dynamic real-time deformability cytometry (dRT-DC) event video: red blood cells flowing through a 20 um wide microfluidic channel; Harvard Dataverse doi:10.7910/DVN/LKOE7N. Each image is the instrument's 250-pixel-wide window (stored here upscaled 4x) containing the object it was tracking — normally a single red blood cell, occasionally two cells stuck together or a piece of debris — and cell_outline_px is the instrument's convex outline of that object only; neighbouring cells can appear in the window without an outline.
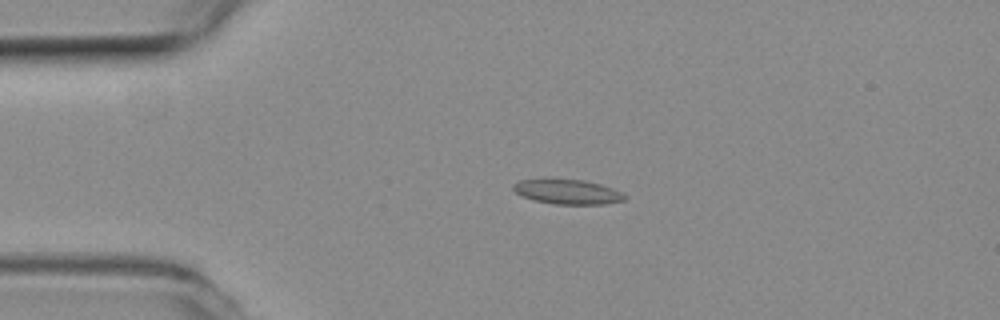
{"species": "common noctule bat (a hibernating species)", "species_latin": "Nyctalus noctula", "temperature_condition": "room temperature", "stored_images_in_passage": 51, "camera_frame_rate_fps": 3000, "um_per_image_px": 0.085, "animal": {"sex": "female", "body_mass_g": 19.3, "forearm_length_mm": 54.1}, "frame": {"image": 1, "passage_image": 9, "time_ms": 2.667, "image_size_px": [1000, 320], "cell_outline_px": [[628, 196], [624, 200], [604, 204], [556, 204], [532, 200], [516, 192], [512, 188], [512, 184], [520, 180], [544, 176], [584, 180], [600, 184], [612, 188]], "centroid_in_image_um": [48.17, 16.25], "position_along_channel_um": 36.8, "area_um2": 16.65}}
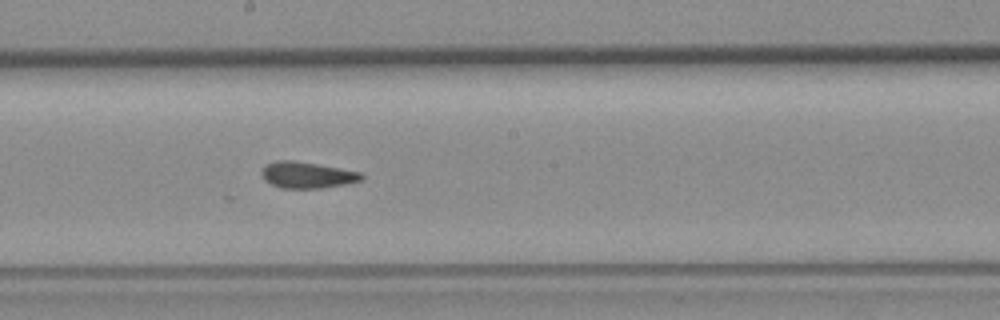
{"frame": {"image": 2, "passage_image": 26, "time_ms": 8.333, "image_size_px": [1000, 320], "cell_outline_px": [[364, 180], [324, 188], [280, 188], [264, 180], [260, 172], [268, 164], [280, 160], [292, 160], [316, 164], [360, 172], [364, 176]], "centroid_in_image_um": [26.11, 14.89], "position_along_channel_um": 222.1, "area_um2": 15.14}}
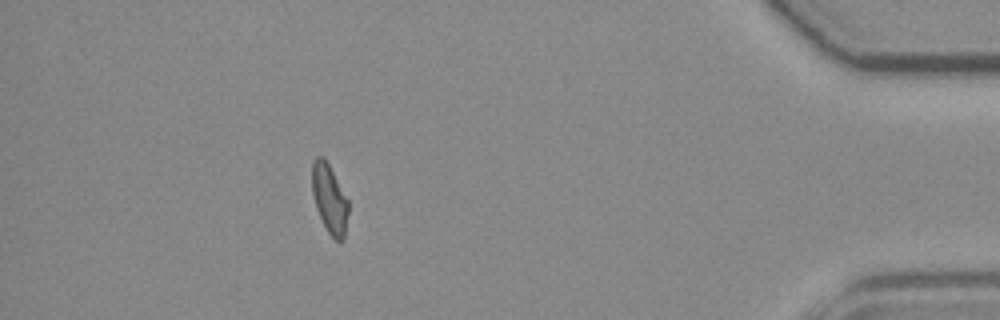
{"frame": {"image": 3, "passage_image": 45, "time_ms": 14.667, "image_size_px": [1000, 320], "cell_outline_px": [[348, 212], [344, 240], [336, 240], [328, 232], [316, 208], [312, 192], [312, 160], [316, 156], [324, 156], [348, 200]], "centroid_in_image_um": [27.99, 16.86], "position_along_channel_um": 407.2, "area_um2": 14.45}, "authors_computed_cell_mechanics": {"area_um2": 15.317, "velocity_mm_per_s": 3.8243, "shape_relaxation_time_tau1_ms": null, "shape_relaxation_time_tau2_ms": 2.0825, "deformation_change_tau1": null, "deformation_change_tau2": 0.0694}}